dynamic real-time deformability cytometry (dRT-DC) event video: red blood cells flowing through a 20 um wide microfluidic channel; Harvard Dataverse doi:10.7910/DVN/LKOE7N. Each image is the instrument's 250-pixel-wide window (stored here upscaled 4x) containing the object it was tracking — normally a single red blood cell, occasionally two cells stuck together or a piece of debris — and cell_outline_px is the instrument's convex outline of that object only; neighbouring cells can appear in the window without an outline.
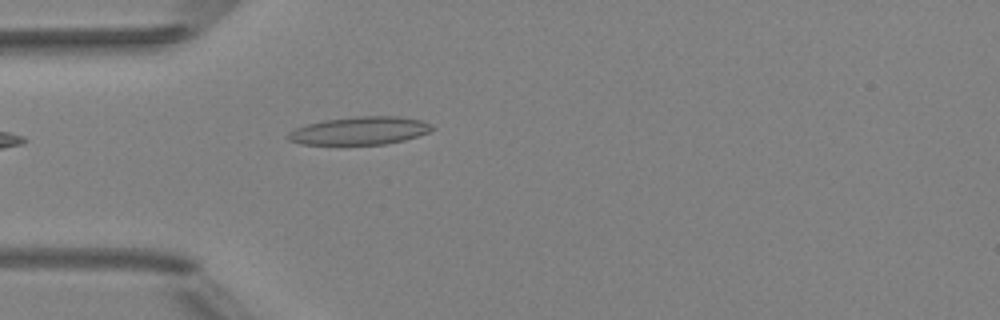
{"species": "Egyptian fruit bat (a non-hibernating species)", "species_latin": "Rousettus aegyptiacus", "temperature_condition": "room temperature", "stored_images_in_passage": 5, "camera_frame_rate_fps": 3000, "um_per_image_px": 0.085, "animal": {"sex": "female"}, "frame": {"image": 1, "passage_image": 5, "time_ms": 4.667, "image_size_px": [1000, 320], "cell_outline_px": [[436, 128], [428, 132], [404, 140], [384, 144], [300, 144], [288, 140], [284, 136], [288, 132], [296, 128], [308, 124], [324, 120], [356, 116], [396, 116], [420, 120], [432, 124]], "centroid_in_image_um": [30.56, 11.11], "position_along_channel_um": 54.4, "area_um2": 23.41}}